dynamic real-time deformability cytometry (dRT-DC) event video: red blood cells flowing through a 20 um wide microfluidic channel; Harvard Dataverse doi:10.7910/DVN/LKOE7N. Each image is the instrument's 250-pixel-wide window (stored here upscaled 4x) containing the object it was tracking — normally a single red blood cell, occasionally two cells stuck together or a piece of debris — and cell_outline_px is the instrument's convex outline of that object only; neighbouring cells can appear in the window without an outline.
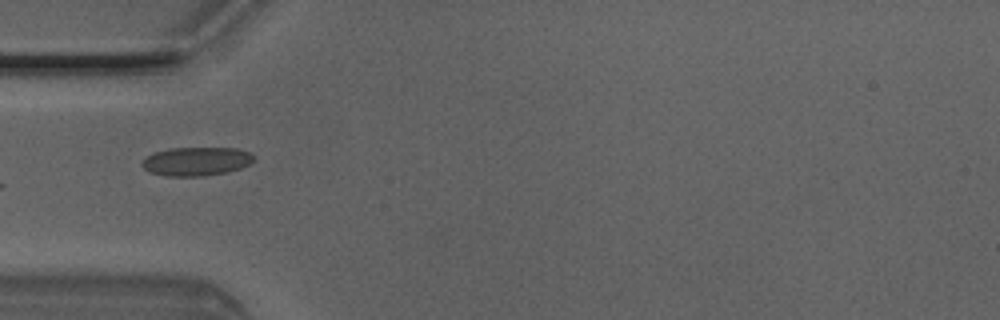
{"species": "Egyptian fruit bat (a non-hibernating species)", "species_latin": "Rousettus aegyptiacus", "temperature_condition": "room temperature", "stored_images_in_passage": 4, "camera_frame_rate_fps": 3000, "um_per_image_px": 0.085, "animal": {"sex": "male"}, "frame": {"image": 1, "passage_image": 3, "time_ms": 0.667, "image_size_px": [1000, 320], "cell_outline_px": [[256, 156], [248, 164], [240, 168], [228, 172], [204, 176], [168, 176], [148, 172], [140, 164], [140, 160], [152, 152], [168, 148], [240, 148], [252, 152]], "centroid_in_image_um": [16.66, 13.7], "position_along_channel_um": 68.3, "area_um2": 19.07}}